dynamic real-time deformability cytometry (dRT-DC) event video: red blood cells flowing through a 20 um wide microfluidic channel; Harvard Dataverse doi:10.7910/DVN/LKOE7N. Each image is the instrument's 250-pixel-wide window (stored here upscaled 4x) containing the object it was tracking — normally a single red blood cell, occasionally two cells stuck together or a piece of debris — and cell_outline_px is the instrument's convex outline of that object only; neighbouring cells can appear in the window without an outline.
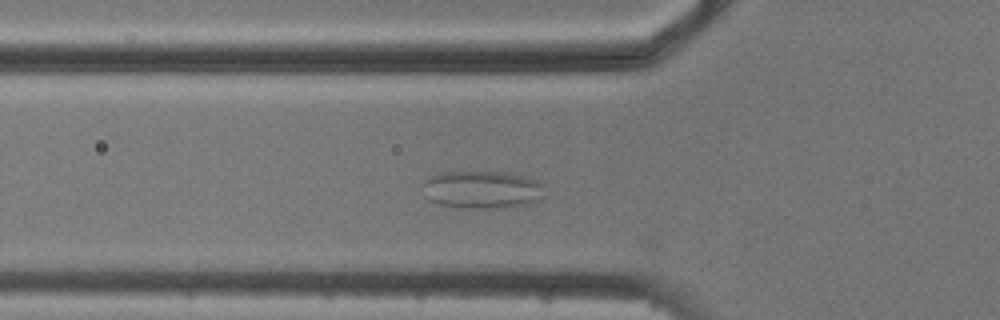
{"species": "common noctule bat (a hibernating species)", "species_latin": "Nyctalus noctula", "temperature_condition": "cold", "stored_images_in_passage": 4, "camera_frame_rate_fps": 3000, "um_per_image_px": 0.085, "animal": {"sex": "male", "body_mass_g": 20.5, "forearm_length_mm": 52.5}, "frame": {"image": 1, "passage_image": 4, "time_ms": 4.0, "image_size_px": [1000, 320], "cell_outline_px": [[548, 196], [540, 200], [524, 204], [484, 208], [456, 208], [436, 204], [428, 200], [424, 196], [420, 184], [424, 180], [440, 172], [508, 172], [524, 176], [536, 180], [544, 184]], "centroid_in_image_um": [40.96, 16.12], "position_along_channel_um": 84.8, "area_um2": 27.4}}